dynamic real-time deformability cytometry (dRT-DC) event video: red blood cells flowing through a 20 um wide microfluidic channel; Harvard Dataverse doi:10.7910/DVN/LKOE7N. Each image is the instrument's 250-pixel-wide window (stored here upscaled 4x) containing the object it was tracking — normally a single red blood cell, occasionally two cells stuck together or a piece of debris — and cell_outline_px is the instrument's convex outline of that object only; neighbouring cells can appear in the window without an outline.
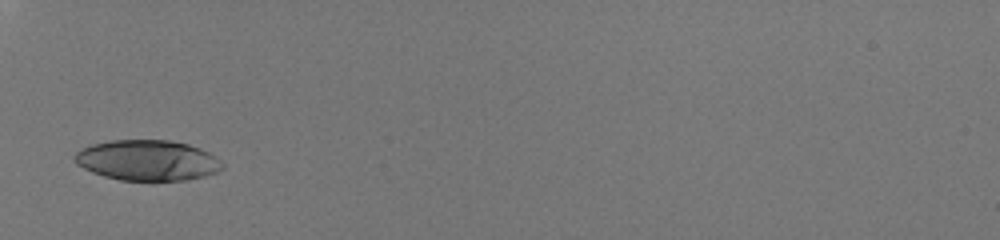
{"species": "human", "species_latin": "Homo sapiens", "temperature_condition": "room temperature", "stored_images_in_passage": 23, "camera_frame_rate_fps": 3000, "um_per_image_px": 0.085, "donor": {"sex": "male"}, "frame": {"image": 1, "passage_image": 1, "time_ms": 0.0, "image_size_px": [1000, 240], "cell_outline_px": [[224, 168], [216, 172], [204, 176], [188, 180], [152, 184], [120, 180], [104, 176], [92, 172], [76, 164], [72, 160], [72, 156], [76, 152], [92, 144], [112, 140], [172, 140], [188, 144], [200, 148], [208, 152], [220, 160], [224, 164]], "centroid_in_image_um": [12.54, 13.67], "position_along_channel_um": 72.5, "area_um2": 35.95}}
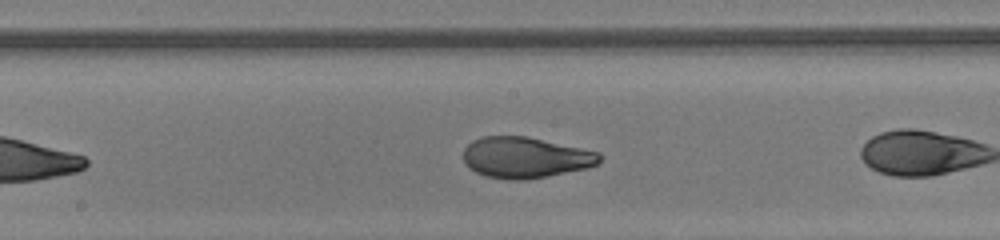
{"frame": {"image": 2, "passage_image": 9, "time_ms": 2.667, "image_size_px": [1000, 240], "cell_outline_px": [[600, 160], [596, 164], [588, 168], [548, 176], [524, 180], [512, 180], [484, 176], [468, 168], [464, 164], [464, 148], [472, 140], [484, 136], [528, 136], [600, 152]], "centroid_in_image_um": [44.64, 13.39], "position_along_channel_um": 203.6, "area_um2": 32.71}}
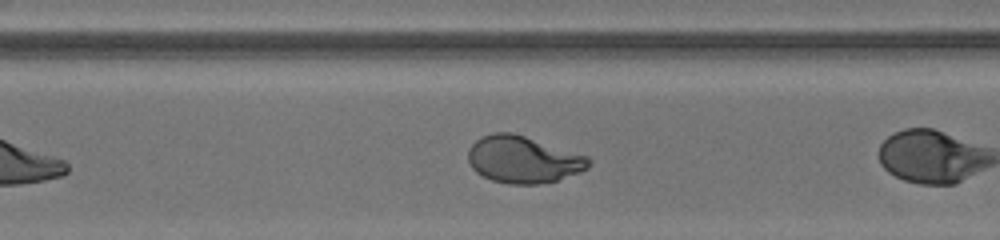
{"frame": {"image": 3, "passage_image": 18, "time_ms": 5.667, "image_size_px": [1000, 240], "cell_outline_px": [[592, 164], [588, 168], [556, 180], [540, 184], [508, 184], [492, 180], [476, 172], [472, 168], [468, 160], [468, 148], [476, 140], [484, 136], [496, 132], [512, 132], [588, 156], [592, 160]], "centroid_in_image_um": [44.46, 13.56], "position_along_channel_um": 326.1, "area_um2": 32.83}}